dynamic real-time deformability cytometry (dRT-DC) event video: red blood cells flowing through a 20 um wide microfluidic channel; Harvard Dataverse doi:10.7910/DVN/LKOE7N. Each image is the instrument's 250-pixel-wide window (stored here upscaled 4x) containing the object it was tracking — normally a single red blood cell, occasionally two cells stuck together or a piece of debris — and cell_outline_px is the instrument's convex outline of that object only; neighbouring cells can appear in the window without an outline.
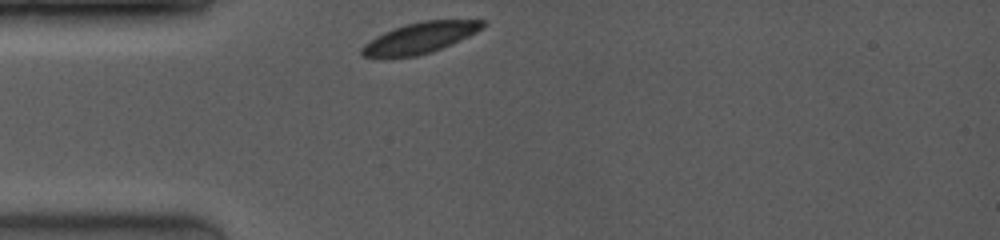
{"species": "common noctule bat (a hibernating species)", "species_latin": "Nyctalus noctula", "temperature_condition": "room temperature", "stored_images_in_passage": 23, "camera_frame_rate_fps": 4000, "um_per_image_px": 0.085, "animal": {"sex": "female", "body_mass_g": 19.0, "forearm_length_mm": 53.3}, "frame": {"image": 1, "passage_image": 1, "time_ms": 0.0, "image_size_px": [1000, 240], "cell_outline_px": [[484, 24], [476, 32], [468, 36], [432, 52], [416, 56], [364, 56], [360, 52], [360, 48], [364, 44], [376, 36], [396, 28], [408, 24], [424, 20], [484, 20]], "centroid_in_image_um": [35.7, 3.21], "position_along_channel_um": 49.3, "area_um2": 20.98}}
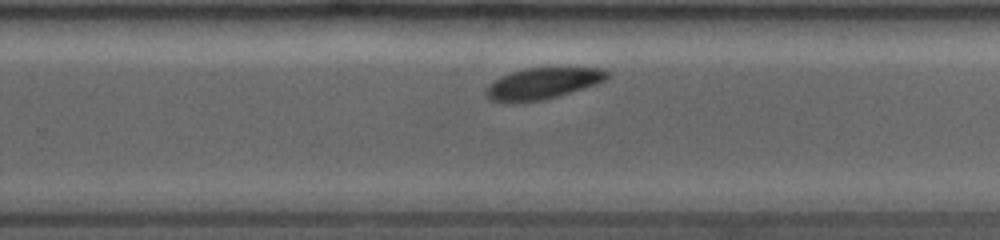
{"frame": {"image": 2, "passage_image": 13, "time_ms": 6.25, "image_size_px": [1000, 240], "cell_outline_px": [[608, 76], [604, 80], [596, 84], [584, 88], [544, 100], [512, 104], [504, 104], [488, 100], [484, 92], [496, 80], [512, 72], [524, 68], [600, 68], [608, 72]], "centroid_in_image_um": [46.07, 7.13], "position_along_channel_um": 283.7, "area_um2": 22.08}}
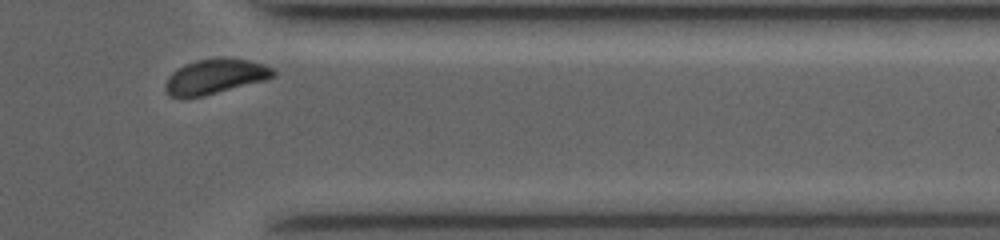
{"frame": {"image": 3, "passage_image": 21, "time_ms": 9.0, "image_size_px": [1000, 240], "cell_outline_px": [[276, 76], [264, 80], [204, 96], [172, 96], [168, 92], [164, 84], [172, 72], [184, 64], [196, 60], [248, 60], [272, 68], [276, 72]], "centroid_in_image_um": [18.28, 6.52], "position_along_channel_um": 393.1, "area_um2": 20.92}, "authors_computed_cell_mechanics": {"area_um2": 22.3686, "velocity_mm_per_s": 3.9705, "shape_relaxation_time_tau1_ms": 0.5946, "shape_relaxation_time_tau2_ms": 9.7252, "deformation_change_tau1": 0.0579, "deformation_change_tau2": 0.0876}}